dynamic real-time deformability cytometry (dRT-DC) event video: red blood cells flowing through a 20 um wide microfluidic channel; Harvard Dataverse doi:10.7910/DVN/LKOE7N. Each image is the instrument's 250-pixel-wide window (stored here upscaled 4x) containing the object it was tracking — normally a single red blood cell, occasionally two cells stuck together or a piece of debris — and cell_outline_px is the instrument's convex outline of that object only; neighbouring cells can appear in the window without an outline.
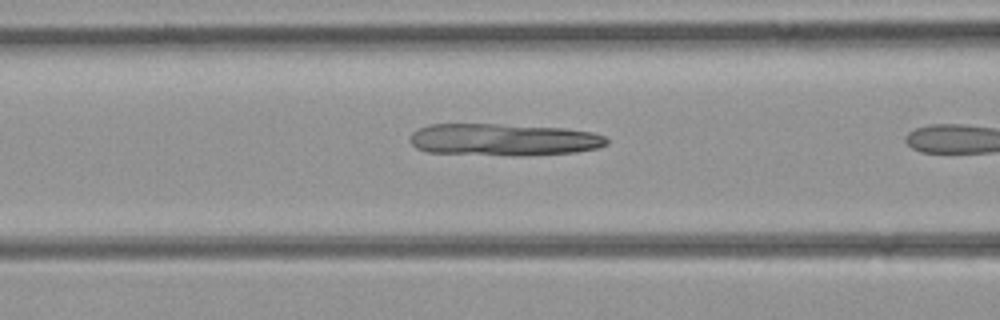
{"species": "common noctule bat (a hibernating species)", "species_latin": "Nyctalus noctula", "temperature_condition": "room temperature", "stored_images_in_passage": 13, "camera_frame_rate_fps": 3000, "um_per_image_px": 0.085, "animal": {"sex": "female", "body_mass_g": 21.9}, "frame": {"image": 1, "passage_image": 4, "time_ms": 1.0, "image_size_px": [1000, 320], "cell_outline_px": [[608, 144], [600, 148], [576, 152], [524, 156], [516, 156], [428, 152], [416, 148], [408, 140], [412, 132], [420, 128], [432, 124], [500, 124], [564, 128], [592, 132], [604, 136], [608, 140]], "centroid_in_image_um": [42.82, 11.88], "position_along_channel_um": 123.8, "area_um2": 37.11}}
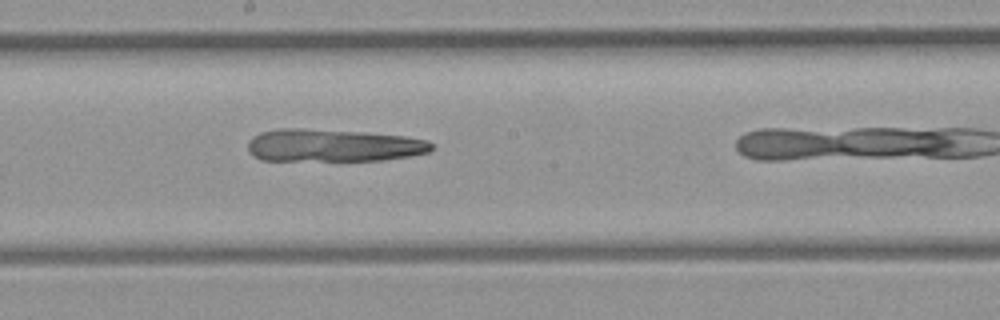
{"frame": {"image": 2, "passage_image": 10, "time_ms": 3.0, "image_size_px": [1000, 320], "cell_outline_px": [[432, 148], [428, 152], [412, 156], [384, 160], [260, 160], [252, 156], [248, 152], [248, 140], [252, 136], [260, 132], [280, 128], [300, 128], [360, 132], [404, 136], [428, 140], [432, 144]], "centroid_in_image_um": [28.27, 12.36], "position_along_channel_um": 219.9, "area_um2": 35.03}}